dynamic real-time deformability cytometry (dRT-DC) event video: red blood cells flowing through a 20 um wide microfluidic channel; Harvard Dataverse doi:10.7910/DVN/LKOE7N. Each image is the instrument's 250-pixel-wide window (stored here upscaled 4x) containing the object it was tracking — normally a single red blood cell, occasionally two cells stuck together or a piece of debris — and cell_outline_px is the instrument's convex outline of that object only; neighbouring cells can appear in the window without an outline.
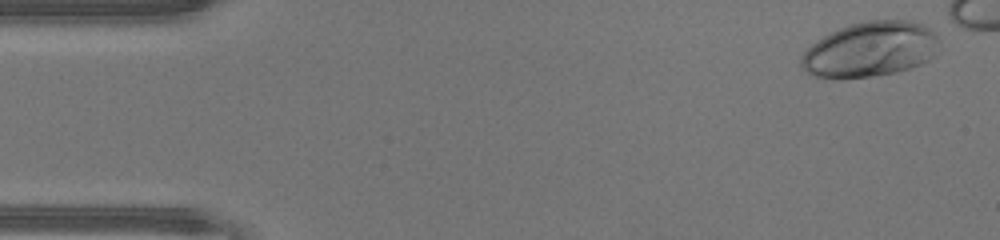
{"species": "human", "species_latin": "Homo sapiens", "temperature_condition": "warm", "stored_images_in_passage": 40, "camera_frame_rate_fps": 3000, "um_per_image_px": 0.085, "donor": {"sex": "male"}, "frame": {"image": 1, "passage_image": 2, "time_ms": 0.333, "image_size_px": [1000, 240], "cell_outline_px": [[940, 52], [936, 56], [912, 68], [896, 72], [868, 76], [836, 80], [816, 76], [800, 68], [800, 56], [816, 40], [840, 28], [864, 20], [908, 20], [920, 24], [936, 32], [940, 40]], "centroid_in_image_um": [74.0, 4.21], "position_along_channel_um": 11.0, "area_um2": 44.85}}
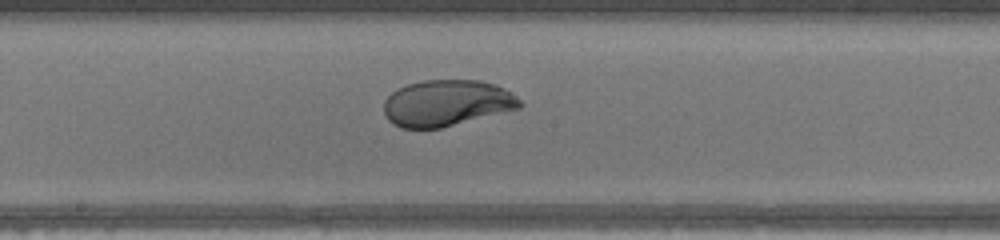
{"frame": {"image": 2, "passage_image": 24, "time_ms": 7.667, "image_size_px": [1000, 240], "cell_outline_px": [[524, 104], [520, 108], [440, 128], [400, 128], [392, 124], [388, 120], [384, 112], [384, 100], [396, 88], [408, 84], [424, 80], [480, 80], [496, 84], [504, 88], [516, 96]], "centroid_in_image_um": [37.96, 8.75], "position_along_channel_um": 210.2, "area_um2": 36.76}}
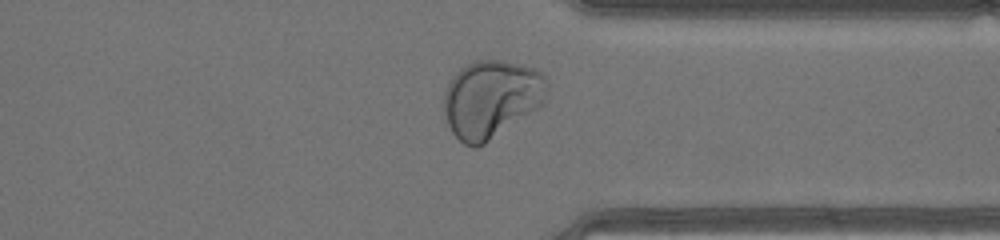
{"frame": {"image": 3, "passage_image": 35, "time_ms": 11.333, "image_size_px": [1000, 240], "cell_outline_px": [[548, 84], [544, 104], [484, 144], [476, 148], [472, 148], [464, 144], [452, 132], [448, 124], [444, 112], [444, 92], [452, 76], [460, 68], [476, 60], [504, 60], [536, 68], [544, 72], [548, 80]], "centroid_in_image_um": [41.78, 8.39], "position_along_channel_um": 369.6, "area_um2": 47.11}}